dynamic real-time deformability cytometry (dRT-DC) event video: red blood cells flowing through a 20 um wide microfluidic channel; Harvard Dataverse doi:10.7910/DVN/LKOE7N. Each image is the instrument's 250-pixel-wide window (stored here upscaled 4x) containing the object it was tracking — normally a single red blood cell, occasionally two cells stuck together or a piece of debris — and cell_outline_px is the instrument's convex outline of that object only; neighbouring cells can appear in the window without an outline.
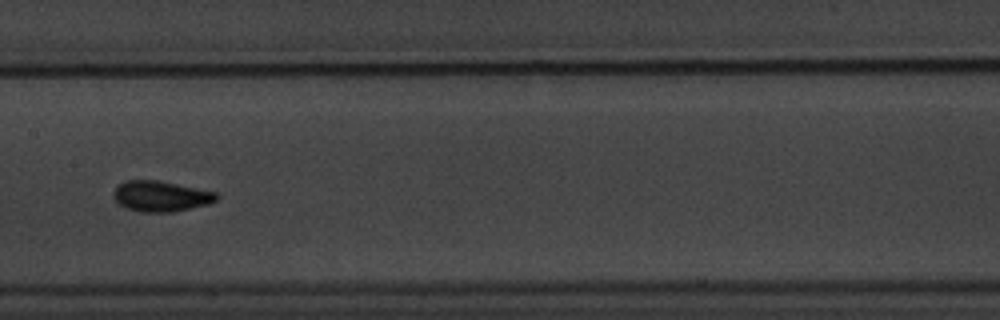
{"species": "common noctule bat (a hibernating species)", "species_latin": "Nyctalus noctula", "temperature_condition": "warm", "stored_images_in_passage": 10, "camera_frame_rate_fps": 3000, "um_per_image_px": 0.085, "animal": {"sex": "male", "body_mass_g": 20.1, "forearm_length_mm": 53.5}, "frame": {"image": 1, "passage_image": 7, "time_ms": 8.333, "image_size_px": [1000, 320], "cell_outline_px": [[220, 196], [216, 200], [208, 204], [172, 212], [140, 212], [128, 208], [120, 204], [112, 196], [112, 192], [116, 184], [128, 180], [156, 180], [216, 192]], "centroid_in_image_um": [13.63, 16.67], "position_along_channel_um": 193.8, "area_um2": 18.32}}
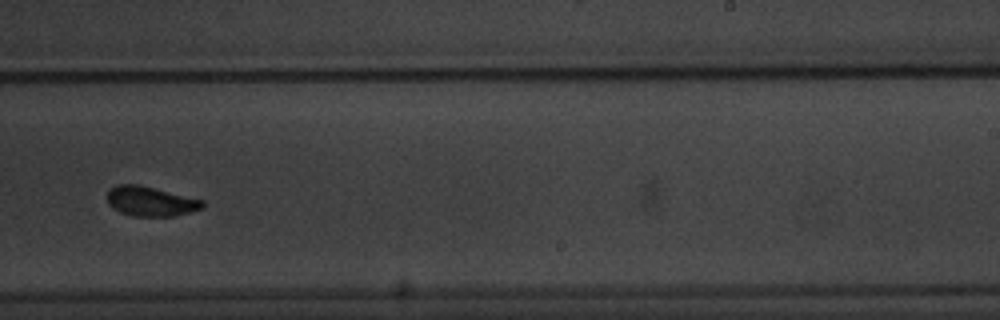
{"frame": {"image": 2, "passage_image": 9, "time_ms": 10.667, "image_size_px": [1000, 320], "cell_outline_px": [[204, 208], [172, 216], [132, 216], [120, 212], [112, 208], [108, 204], [108, 192], [116, 184], [136, 184], [204, 200]], "centroid_in_image_um": [12.79, 17.12], "position_along_channel_um": 276.2, "area_um2": 16.3}}
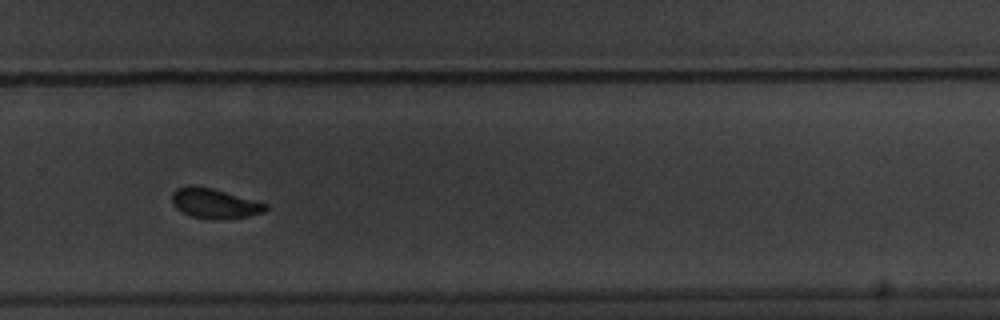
{"frame": {"image": 3, "passage_image": 10, "time_ms": 11.667, "image_size_px": [1000, 320], "cell_outline_px": [[268, 208], [264, 212], [248, 216], [192, 216], [176, 208], [172, 204], [172, 192], [176, 188], [192, 184], [212, 188], [268, 204]], "centroid_in_image_um": [18.2, 17.21], "position_along_channel_um": 311.6, "area_um2": 15.49}}